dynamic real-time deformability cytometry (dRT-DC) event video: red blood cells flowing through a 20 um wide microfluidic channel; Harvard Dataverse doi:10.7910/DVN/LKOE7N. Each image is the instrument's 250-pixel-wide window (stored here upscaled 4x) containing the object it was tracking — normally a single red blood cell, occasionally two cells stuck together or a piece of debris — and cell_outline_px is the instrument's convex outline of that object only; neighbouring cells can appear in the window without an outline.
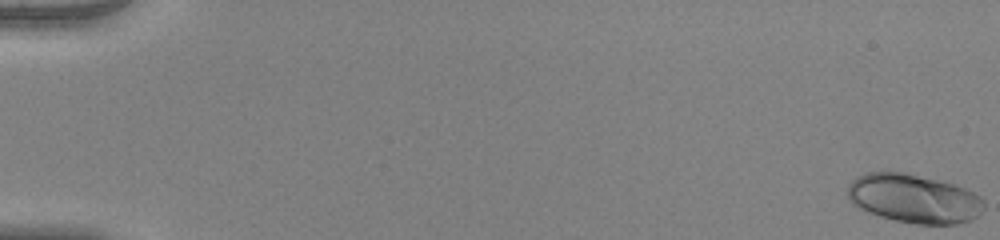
{"species": "human", "species_latin": "Homo sapiens", "temperature_condition": "warm", "stored_images_in_passage": 54, "camera_frame_rate_fps": 3000, "um_per_image_px": 0.085, "donor": {"sex": "female"}, "frame": {"image": 1, "passage_image": 1, "time_ms": 0.0, "image_size_px": [1000, 240], "cell_outline_px": [[984, 208], [972, 220], [956, 224], [916, 224], [896, 220], [880, 216], [868, 212], [852, 204], [848, 196], [848, 184], [856, 176], [864, 172], [884, 168], [904, 172], [952, 184], [964, 188], [980, 196], [984, 200]], "centroid_in_image_um": [77.62, 16.84], "position_along_channel_um": 7.4, "area_um2": 39.25}}
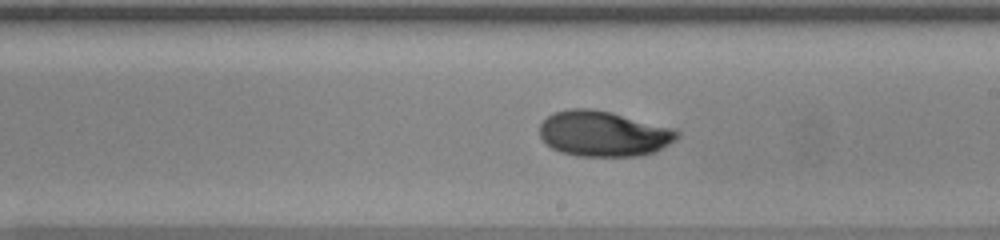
{"frame": {"image": 2, "passage_image": 33, "time_ms": 10.667, "image_size_px": [1000, 240], "cell_outline_px": [[680, 136], [676, 140], [656, 152], [640, 156], [576, 156], [560, 152], [552, 148], [540, 136], [540, 124], [548, 116], [556, 112], [572, 108], [592, 108], [612, 112], [676, 128], [680, 132]], "centroid_in_image_um": [51.36, 11.36], "position_along_channel_um": 237.6, "area_um2": 36.82}}
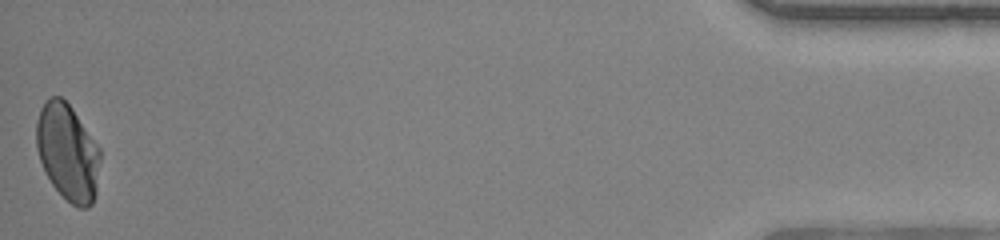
{"frame": {"image": 3, "passage_image": 54, "time_ms": 17.667, "image_size_px": [1000, 240], "cell_outline_px": [[100, 160], [96, 192], [92, 204], [88, 208], [76, 208], [52, 184], [40, 160], [36, 148], [36, 120], [40, 108], [52, 96], [60, 96], [72, 108], [100, 148]], "centroid_in_image_um": [5.76, 12.94], "position_along_channel_um": 429.4, "area_um2": 35.72}, "authors_computed_cell_mechanics": {"area_um2": 35.9516, "velocity_mm_per_s": 3.957, "shape_relaxation_time_tau1_ms": 7.0155, "shape_relaxation_time_tau2_ms": 1.7034, "deformation_change_tau1": 0.2201, "deformation_change_tau2": 0.0404}}